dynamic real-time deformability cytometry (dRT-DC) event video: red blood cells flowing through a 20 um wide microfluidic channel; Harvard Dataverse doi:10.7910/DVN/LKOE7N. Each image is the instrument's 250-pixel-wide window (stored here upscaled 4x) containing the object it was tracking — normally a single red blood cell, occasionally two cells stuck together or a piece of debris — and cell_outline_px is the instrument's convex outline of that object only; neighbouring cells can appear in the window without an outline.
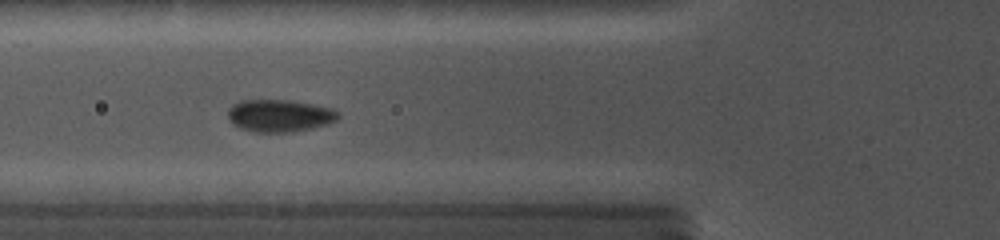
{"species": "common noctule bat (a hibernating species)", "species_latin": "Nyctalus noctula", "temperature_condition": "cold", "stored_images_in_passage": 15, "camera_frame_rate_fps": 5000, "um_per_image_px": 0.085, "animal": {"sex": "female", "body_mass_g": 19.0, "forearm_length_mm": 56.7}, "frame": {"image": 1, "passage_image": 14, "time_ms": 5.8, "image_size_px": [1000, 240], "cell_outline_px": [[340, 116], [336, 120], [328, 124], [312, 128], [292, 132], [252, 132], [240, 128], [232, 124], [228, 120], [228, 108], [232, 104], [240, 100], [288, 100], [312, 104], [332, 108], [340, 112]], "centroid_in_image_um": [23.74, 9.83], "position_along_channel_um": 102.1, "area_um2": 21.04}}